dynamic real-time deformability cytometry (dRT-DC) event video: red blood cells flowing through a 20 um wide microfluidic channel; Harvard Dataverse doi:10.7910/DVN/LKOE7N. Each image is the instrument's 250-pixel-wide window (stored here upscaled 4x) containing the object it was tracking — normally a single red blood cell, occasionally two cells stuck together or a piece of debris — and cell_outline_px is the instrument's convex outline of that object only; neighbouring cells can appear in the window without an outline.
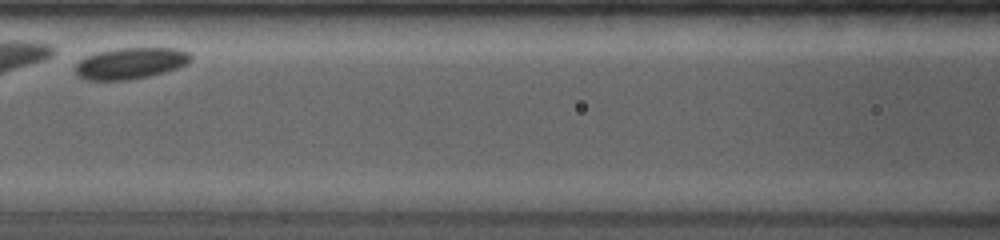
{"species": "common noctule bat (a hibernating species)", "species_latin": "Nyctalus noctula", "temperature_condition": "room temperature", "stored_images_in_passage": 9, "camera_frame_rate_fps": 4000, "um_per_image_px": 0.085, "animal": {"sex": "female", "body_mass_g": 19.0, "forearm_length_mm": 53.3}, "frame": {"image": 1, "passage_image": 8, "time_ms": 2.5, "image_size_px": [1000, 240], "cell_outline_px": [[192, 60], [188, 64], [164, 72], [148, 76], [128, 80], [84, 80], [72, 68], [84, 56], [96, 52], [116, 48], [180, 48], [188, 52], [192, 56]], "centroid_in_image_um": [11.08, 5.37], "position_along_channel_um": 155.5, "area_um2": 21.33}}